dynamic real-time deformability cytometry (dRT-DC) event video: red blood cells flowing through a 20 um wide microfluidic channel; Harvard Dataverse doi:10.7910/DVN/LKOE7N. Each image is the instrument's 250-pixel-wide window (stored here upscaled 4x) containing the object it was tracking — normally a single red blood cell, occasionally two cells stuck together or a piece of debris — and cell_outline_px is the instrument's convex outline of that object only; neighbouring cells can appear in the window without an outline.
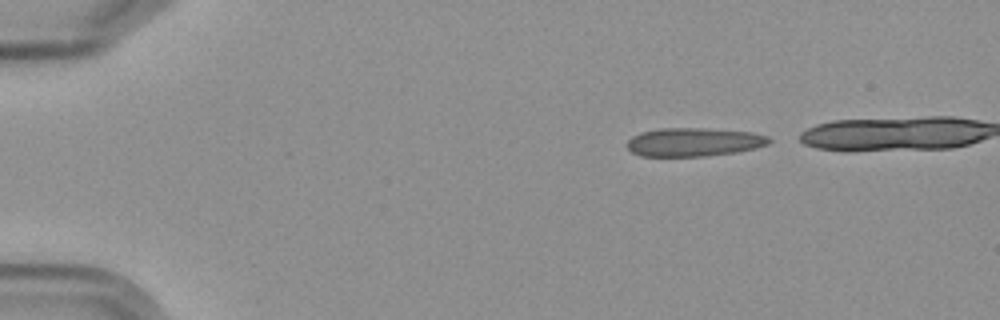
{"species": "Egyptian fruit bat (a non-hibernating species)", "species_latin": "Rousettus aegyptiacus", "temperature_condition": "cold", "stored_images_in_passage": 9, "camera_frame_rate_fps": 3000, "um_per_image_px": 0.085, "frame": {"image": 1, "passage_image": 1, "time_ms": 0.0, "image_size_px": [1000, 320], "cell_outline_px": [[772, 140], [768, 144], [736, 152], [704, 156], [640, 156], [632, 152], [624, 144], [632, 136], [640, 132], [660, 128], [704, 128], [752, 132], [768, 136]], "centroid_in_image_um": [58.93, 12.07], "position_along_channel_um": 26.1, "area_um2": 23.64}}